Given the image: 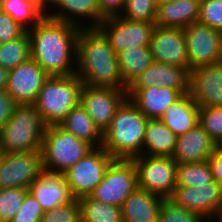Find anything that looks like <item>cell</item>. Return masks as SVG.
<instances>
[{"mask_svg": "<svg viewBox=\"0 0 222 222\" xmlns=\"http://www.w3.org/2000/svg\"><path fill=\"white\" fill-rule=\"evenodd\" d=\"M79 31L80 28L74 24L44 16L33 28L27 30L31 58L49 76L76 74Z\"/></svg>", "mask_w": 222, "mask_h": 222, "instance_id": "cell-1", "label": "cell"}, {"mask_svg": "<svg viewBox=\"0 0 222 222\" xmlns=\"http://www.w3.org/2000/svg\"><path fill=\"white\" fill-rule=\"evenodd\" d=\"M76 75L88 86L128 90L120 73L118 55L98 27L80 28Z\"/></svg>", "mask_w": 222, "mask_h": 222, "instance_id": "cell-2", "label": "cell"}, {"mask_svg": "<svg viewBox=\"0 0 222 222\" xmlns=\"http://www.w3.org/2000/svg\"><path fill=\"white\" fill-rule=\"evenodd\" d=\"M147 121L148 118L126 98L103 132L102 147L114 159H132L142 155Z\"/></svg>", "mask_w": 222, "mask_h": 222, "instance_id": "cell-3", "label": "cell"}, {"mask_svg": "<svg viewBox=\"0 0 222 222\" xmlns=\"http://www.w3.org/2000/svg\"><path fill=\"white\" fill-rule=\"evenodd\" d=\"M83 86L84 83L76 74L49 76L33 104L43 122L47 126L58 125L73 107L80 104Z\"/></svg>", "mask_w": 222, "mask_h": 222, "instance_id": "cell-4", "label": "cell"}, {"mask_svg": "<svg viewBox=\"0 0 222 222\" xmlns=\"http://www.w3.org/2000/svg\"><path fill=\"white\" fill-rule=\"evenodd\" d=\"M46 126L34 105H15L0 131V152L41 151Z\"/></svg>", "mask_w": 222, "mask_h": 222, "instance_id": "cell-5", "label": "cell"}, {"mask_svg": "<svg viewBox=\"0 0 222 222\" xmlns=\"http://www.w3.org/2000/svg\"><path fill=\"white\" fill-rule=\"evenodd\" d=\"M93 149L91 144L78 139L58 125H48L40 151L43 170L64 174Z\"/></svg>", "mask_w": 222, "mask_h": 222, "instance_id": "cell-6", "label": "cell"}, {"mask_svg": "<svg viewBox=\"0 0 222 222\" xmlns=\"http://www.w3.org/2000/svg\"><path fill=\"white\" fill-rule=\"evenodd\" d=\"M137 185L162 198H170L176 186L177 162L172 157L140 155L132 158Z\"/></svg>", "mask_w": 222, "mask_h": 222, "instance_id": "cell-7", "label": "cell"}, {"mask_svg": "<svg viewBox=\"0 0 222 222\" xmlns=\"http://www.w3.org/2000/svg\"><path fill=\"white\" fill-rule=\"evenodd\" d=\"M137 187V173L133 160L114 159L107 168L103 180L90 196L108 205L122 207Z\"/></svg>", "mask_w": 222, "mask_h": 222, "instance_id": "cell-8", "label": "cell"}, {"mask_svg": "<svg viewBox=\"0 0 222 222\" xmlns=\"http://www.w3.org/2000/svg\"><path fill=\"white\" fill-rule=\"evenodd\" d=\"M114 158L103 147L94 148L64 173L75 199L88 196L103 180Z\"/></svg>", "mask_w": 222, "mask_h": 222, "instance_id": "cell-9", "label": "cell"}, {"mask_svg": "<svg viewBox=\"0 0 222 222\" xmlns=\"http://www.w3.org/2000/svg\"><path fill=\"white\" fill-rule=\"evenodd\" d=\"M189 72L222 61V32L199 22L183 28Z\"/></svg>", "mask_w": 222, "mask_h": 222, "instance_id": "cell-10", "label": "cell"}, {"mask_svg": "<svg viewBox=\"0 0 222 222\" xmlns=\"http://www.w3.org/2000/svg\"><path fill=\"white\" fill-rule=\"evenodd\" d=\"M116 54L136 46H149L154 22L131 21L121 16L105 18L98 26Z\"/></svg>", "mask_w": 222, "mask_h": 222, "instance_id": "cell-11", "label": "cell"}, {"mask_svg": "<svg viewBox=\"0 0 222 222\" xmlns=\"http://www.w3.org/2000/svg\"><path fill=\"white\" fill-rule=\"evenodd\" d=\"M42 171L40 151L0 152V189H28Z\"/></svg>", "mask_w": 222, "mask_h": 222, "instance_id": "cell-12", "label": "cell"}, {"mask_svg": "<svg viewBox=\"0 0 222 222\" xmlns=\"http://www.w3.org/2000/svg\"><path fill=\"white\" fill-rule=\"evenodd\" d=\"M170 199L207 222H222V186L215 181L201 187L176 185Z\"/></svg>", "mask_w": 222, "mask_h": 222, "instance_id": "cell-13", "label": "cell"}, {"mask_svg": "<svg viewBox=\"0 0 222 222\" xmlns=\"http://www.w3.org/2000/svg\"><path fill=\"white\" fill-rule=\"evenodd\" d=\"M127 98V91L84 84L80 104L103 133L111 124L117 108Z\"/></svg>", "mask_w": 222, "mask_h": 222, "instance_id": "cell-14", "label": "cell"}, {"mask_svg": "<svg viewBox=\"0 0 222 222\" xmlns=\"http://www.w3.org/2000/svg\"><path fill=\"white\" fill-rule=\"evenodd\" d=\"M49 75L31 57L9 71L7 93L16 105H33Z\"/></svg>", "mask_w": 222, "mask_h": 222, "instance_id": "cell-15", "label": "cell"}, {"mask_svg": "<svg viewBox=\"0 0 222 222\" xmlns=\"http://www.w3.org/2000/svg\"><path fill=\"white\" fill-rule=\"evenodd\" d=\"M149 48L154 61L186 68L189 71V58L183 28L155 26Z\"/></svg>", "mask_w": 222, "mask_h": 222, "instance_id": "cell-16", "label": "cell"}, {"mask_svg": "<svg viewBox=\"0 0 222 222\" xmlns=\"http://www.w3.org/2000/svg\"><path fill=\"white\" fill-rule=\"evenodd\" d=\"M199 106L222 107V61L189 72V93Z\"/></svg>", "mask_w": 222, "mask_h": 222, "instance_id": "cell-17", "label": "cell"}, {"mask_svg": "<svg viewBox=\"0 0 222 222\" xmlns=\"http://www.w3.org/2000/svg\"><path fill=\"white\" fill-rule=\"evenodd\" d=\"M52 7H56L57 12H55V10L52 11ZM45 16L51 19L74 24L79 28L98 27L99 24L106 18L100 11L98 0H47V10L45 12ZM85 19H87L86 22H89L91 19V22L93 23L90 22V24L87 26L85 22L84 24L81 22Z\"/></svg>", "mask_w": 222, "mask_h": 222, "instance_id": "cell-18", "label": "cell"}, {"mask_svg": "<svg viewBox=\"0 0 222 222\" xmlns=\"http://www.w3.org/2000/svg\"><path fill=\"white\" fill-rule=\"evenodd\" d=\"M28 191L40 203L44 211L64 205L74 199L64 174L44 170L32 182Z\"/></svg>", "mask_w": 222, "mask_h": 222, "instance_id": "cell-19", "label": "cell"}, {"mask_svg": "<svg viewBox=\"0 0 222 222\" xmlns=\"http://www.w3.org/2000/svg\"><path fill=\"white\" fill-rule=\"evenodd\" d=\"M183 95L177 89L151 86L148 88H128L129 98L148 119H160Z\"/></svg>", "mask_w": 222, "mask_h": 222, "instance_id": "cell-20", "label": "cell"}, {"mask_svg": "<svg viewBox=\"0 0 222 222\" xmlns=\"http://www.w3.org/2000/svg\"><path fill=\"white\" fill-rule=\"evenodd\" d=\"M177 89L182 95L189 93V71L169 64L154 61L128 88L151 86Z\"/></svg>", "mask_w": 222, "mask_h": 222, "instance_id": "cell-21", "label": "cell"}, {"mask_svg": "<svg viewBox=\"0 0 222 222\" xmlns=\"http://www.w3.org/2000/svg\"><path fill=\"white\" fill-rule=\"evenodd\" d=\"M216 144L198 123L186 133L177 136L172 158L180 164L207 161Z\"/></svg>", "mask_w": 222, "mask_h": 222, "instance_id": "cell-22", "label": "cell"}, {"mask_svg": "<svg viewBox=\"0 0 222 222\" xmlns=\"http://www.w3.org/2000/svg\"><path fill=\"white\" fill-rule=\"evenodd\" d=\"M201 0H173L157 6L155 26L185 28L198 22Z\"/></svg>", "mask_w": 222, "mask_h": 222, "instance_id": "cell-23", "label": "cell"}, {"mask_svg": "<svg viewBox=\"0 0 222 222\" xmlns=\"http://www.w3.org/2000/svg\"><path fill=\"white\" fill-rule=\"evenodd\" d=\"M164 198L137 187L125 200L122 219L128 222H158Z\"/></svg>", "mask_w": 222, "mask_h": 222, "instance_id": "cell-24", "label": "cell"}, {"mask_svg": "<svg viewBox=\"0 0 222 222\" xmlns=\"http://www.w3.org/2000/svg\"><path fill=\"white\" fill-rule=\"evenodd\" d=\"M177 136L186 133L199 123V105L189 94L183 95L160 118Z\"/></svg>", "mask_w": 222, "mask_h": 222, "instance_id": "cell-25", "label": "cell"}, {"mask_svg": "<svg viewBox=\"0 0 222 222\" xmlns=\"http://www.w3.org/2000/svg\"><path fill=\"white\" fill-rule=\"evenodd\" d=\"M176 141L177 135L161 119H148L142 155L172 157Z\"/></svg>", "mask_w": 222, "mask_h": 222, "instance_id": "cell-26", "label": "cell"}, {"mask_svg": "<svg viewBox=\"0 0 222 222\" xmlns=\"http://www.w3.org/2000/svg\"><path fill=\"white\" fill-rule=\"evenodd\" d=\"M58 126L68 133L74 134L78 139L91 144L94 148L102 147L103 133L81 104L73 107Z\"/></svg>", "mask_w": 222, "mask_h": 222, "instance_id": "cell-27", "label": "cell"}, {"mask_svg": "<svg viewBox=\"0 0 222 222\" xmlns=\"http://www.w3.org/2000/svg\"><path fill=\"white\" fill-rule=\"evenodd\" d=\"M117 55L120 73L127 88L154 62L149 46H136Z\"/></svg>", "mask_w": 222, "mask_h": 222, "instance_id": "cell-28", "label": "cell"}, {"mask_svg": "<svg viewBox=\"0 0 222 222\" xmlns=\"http://www.w3.org/2000/svg\"><path fill=\"white\" fill-rule=\"evenodd\" d=\"M81 222H122V209L90 195L79 199Z\"/></svg>", "mask_w": 222, "mask_h": 222, "instance_id": "cell-29", "label": "cell"}, {"mask_svg": "<svg viewBox=\"0 0 222 222\" xmlns=\"http://www.w3.org/2000/svg\"><path fill=\"white\" fill-rule=\"evenodd\" d=\"M0 9L26 30L33 28L45 16V13L29 0H8L0 4Z\"/></svg>", "mask_w": 222, "mask_h": 222, "instance_id": "cell-30", "label": "cell"}, {"mask_svg": "<svg viewBox=\"0 0 222 222\" xmlns=\"http://www.w3.org/2000/svg\"><path fill=\"white\" fill-rule=\"evenodd\" d=\"M214 182L208 161L177 164L176 185L201 187Z\"/></svg>", "mask_w": 222, "mask_h": 222, "instance_id": "cell-31", "label": "cell"}, {"mask_svg": "<svg viewBox=\"0 0 222 222\" xmlns=\"http://www.w3.org/2000/svg\"><path fill=\"white\" fill-rule=\"evenodd\" d=\"M30 57V37L27 31L18 39L0 44V66L9 71Z\"/></svg>", "mask_w": 222, "mask_h": 222, "instance_id": "cell-32", "label": "cell"}, {"mask_svg": "<svg viewBox=\"0 0 222 222\" xmlns=\"http://www.w3.org/2000/svg\"><path fill=\"white\" fill-rule=\"evenodd\" d=\"M28 192V189L23 188L0 189V222L13 219Z\"/></svg>", "mask_w": 222, "mask_h": 222, "instance_id": "cell-33", "label": "cell"}, {"mask_svg": "<svg viewBox=\"0 0 222 222\" xmlns=\"http://www.w3.org/2000/svg\"><path fill=\"white\" fill-rule=\"evenodd\" d=\"M158 222H207L199 214L177 205L170 198H164L160 207Z\"/></svg>", "mask_w": 222, "mask_h": 222, "instance_id": "cell-34", "label": "cell"}, {"mask_svg": "<svg viewBox=\"0 0 222 222\" xmlns=\"http://www.w3.org/2000/svg\"><path fill=\"white\" fill-rule=\"evenodd\" d=\"M199 124L217 145L222 139V107L199 106Z\"/></svg>", "mask_w": 222, "mask_h": 222, "instance_id": "cell-35", "label": "cell"}, {"mask_svg": "<svg viewBox=\"0 0 222 222\" xmlns=\"http://www.w3.org/2000/svg\"><path fill=\"white\" fill-rule=\"evenodd\" d=\"M157 6L154 0H126L121 17L131 21L154 22Z\"/></svg>", "mask_w": 222, "mask_h": 222, "instance_id": "cell-36", "label": "cell"}, {"mask_svg": "<svg viewBox=\"0 0 222 222\" xmlns=\"http://www.w3.org/2000/svg\"><path fill=\"white\" fill-rule=\"evenodd\" d=\"M39 222H81L79 200L45 211Z\"/></svg>", "mask_w": 222, "mask_h": 222, "instance_id": "cell-37", "label": "cell"}, {"mask_svg": "<svg viewBox=\"0 0 222 222\" xmlns=\"http://www.w3.org/2000/svg\"><path fill=\"white\" fill-rule=\"evenodd\" d=\"M198 22L222 32V0H201Z\"/></svg>", "mask_w": 222, "mask_h": 222, "instance_id": "cell-38", "label": "cell"}, {"mask_svg": "<svg viewBox=\"0 0 222 222\" xmlns=\"http://www.w3.org/2000/svg\"><path fill=\"white\" fill-rule=\"evenodd\" d=\"M44 212L40 203L28 192L23 204L10 222H39Z\"/></svg>", "mask_w": 222, "mask_h": 222, "instance_id": "cell-39", "label": "cell"}, {"mask_svg": "<svg viewBox=\"0 0 222 222\" xmlns=\"http://www.w3.org/2000/svg\"><path fill=\"white\" fill-rule=\"evenodd\" d=\"M27 30L0 9V44L18 39Z\"/></svg>", "mask_w": 222, "mask_h": 222, "instance_id": "cell-40", "label": "cell"}, {"mask_svg": "<svg viewBox=\"0 0 222 222\" xmlns=\"http://www.w3.org/2000/svg\"><path fill=\"white\" fill-rule=\"evenodd\" d=\"M15 105L16 104L12 97L7 93L6 89L0 90V131L9 121Z\"/></svg>", "mask_w": 222, "mask_h": 222, "instance_id": "cell-41", "label": "cell"}, {"mask_svg": "<svg viewBox=\"0 0 222 222\" xmlns=\"http://www.w3.org/2000/svg\"><path fill=\"white\" fill-rule=\"evenodd\" d=\"M100 11L106 17L120 16L124 10L126 0H98Z\"/></svg>", "mask_w": 222, "mask_h": 222, "instance_id": "cell-42", "label": "cell"}, {"mask_svg": "<svg viewBox=\"0 0 222 222\" xmlns=\"http://www.w3.org/2000/svg\"><path fill=\"white\" fill-rule=\"evenodd\" d=\"M216 183L222 186V150L215 147L214 152L207 160Z\"/></svg>", "mask_w": 222, "mask_h": 222, "instance_id": "cell-43", "label": "cell"}, {"mask_svg": "<svg viewBox=\"0 0 222 222\" xmlns=\"http://www.w3.org/2000/svg\"><path fill=\"white\" fill-rule=\"evenodd\" d=\"M9 77V70L0 66V90H4L7 87Z\"/></svg>", "mask_w": 222, "mask_h": 222, "instance_id": "cell-44", "label": "cell"}, {"mask_svg": "<svg viewBox=\"0 0 222 222\" xmlns=\"http://www.w3.org/2000/svg\"><path fill=\"white\" fill-rule=\"evenodd\" d=\"M8 0H0V4ZM34 2L44 13L47 10V0H29Z\"/></svg>", "mask_w": 222, "mask_h": 222, "instance_id": "cell-45", "label": "cell"}, {"mask_svg": "<svg viewBox=\"0 0 222 222\" xmlns=\"http://www.w3.org/2000/svg\"><path fill=\"white\" fill-rule=\"evenodd\" d=\"M173 0H154V3L156 6H159L161 4L167 3V2H171Z\"/></svg>", "mask_w": 222, "mask_h": 222, "instance_id": "cell-46", "label": "cell"}, {"mask_svg": "<svg viewBox=\"0 0 222 222\" xmlns=\"http://www.w3.org/2000/svg\"><path fill=\"white\" fill-rule=\"evenodd\" d=\"M216 147L220 150H222V139L219 141V143L216 145Z\"/></svg>", "mask_w": 222, "mask_h": 222, "instance_id": "cell-47", "label": "cell"}]
</instances>
